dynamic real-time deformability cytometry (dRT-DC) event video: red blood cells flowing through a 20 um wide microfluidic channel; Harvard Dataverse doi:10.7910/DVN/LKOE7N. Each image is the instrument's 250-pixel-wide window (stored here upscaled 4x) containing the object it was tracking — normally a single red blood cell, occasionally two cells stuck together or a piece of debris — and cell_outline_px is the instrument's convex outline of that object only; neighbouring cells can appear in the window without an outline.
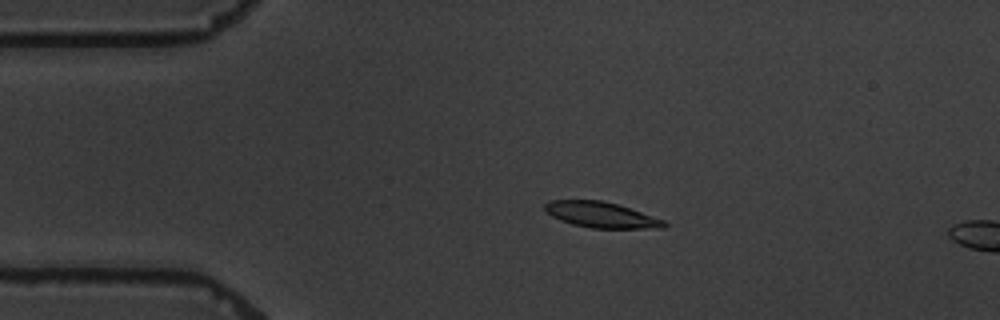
{"species": "common noctule bat (a hibernating species)", "species_latin": "Nyctalus noctula", "temperature_condition": "warm", "stored_images_in_passage": 3, "camera_frame_rate_fps": 3000, "um_per_image_px": 0.085, "animal": {"sex": "male", "body_mass_g": 19.5, "forearm_length_mm": 54.6}, "frame": {"image": 1, "passage_image": 1, "time_ms": 0.0, "image_size_px": [1000, 320], "cell_outline_px": [[668, 224], [664, 228], [592, 228], [572, 224], [560, 220], [544, 212], [544, 204], [548, 200], [600, 200], [616, 204], [664, 220]], "centroid_in_image_um": [51.04, 18.26], "position_along_channel_um": 34.0, "area_um2": 17.74}}